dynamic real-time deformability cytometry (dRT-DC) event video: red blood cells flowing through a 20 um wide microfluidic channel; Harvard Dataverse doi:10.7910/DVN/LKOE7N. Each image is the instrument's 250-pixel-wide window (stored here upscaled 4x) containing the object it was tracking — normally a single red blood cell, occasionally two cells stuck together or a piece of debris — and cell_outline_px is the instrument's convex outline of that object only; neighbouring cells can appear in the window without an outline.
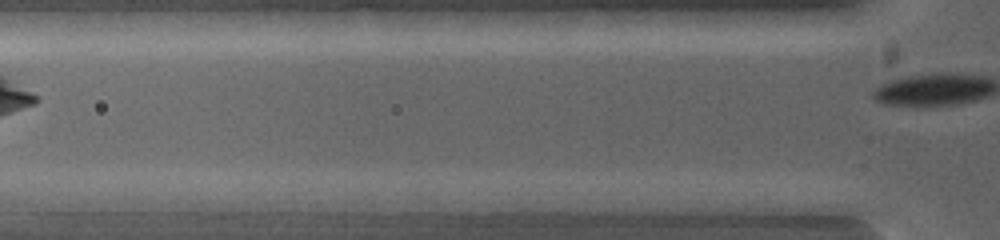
{"species": "common noctule bat (a hibernating species)", "species_latin": "Nyctalus noctula", "temperature_condition": "warm", "stored_images_in_passage": 3, "camera_frame_rate_fps": 5000, "um_per_image_px": 0.085, "animal": {"sex": "female", "body_mass_g": 19.0, "forearm_length_mm": 53.3}, "frame": {"image": 1, "passage_image": 3, "time_ms": 0.6, "image_size_px": [1000, 240], "cell_outline_px": [[744, 200], [732, 208], [656, 208], [620, 200], [644, 192], [712, 192]], "centroid_in_image_um": [58.13, 17.01], "position_along_channel_um": 67.7, "area_um2": 11.33}}